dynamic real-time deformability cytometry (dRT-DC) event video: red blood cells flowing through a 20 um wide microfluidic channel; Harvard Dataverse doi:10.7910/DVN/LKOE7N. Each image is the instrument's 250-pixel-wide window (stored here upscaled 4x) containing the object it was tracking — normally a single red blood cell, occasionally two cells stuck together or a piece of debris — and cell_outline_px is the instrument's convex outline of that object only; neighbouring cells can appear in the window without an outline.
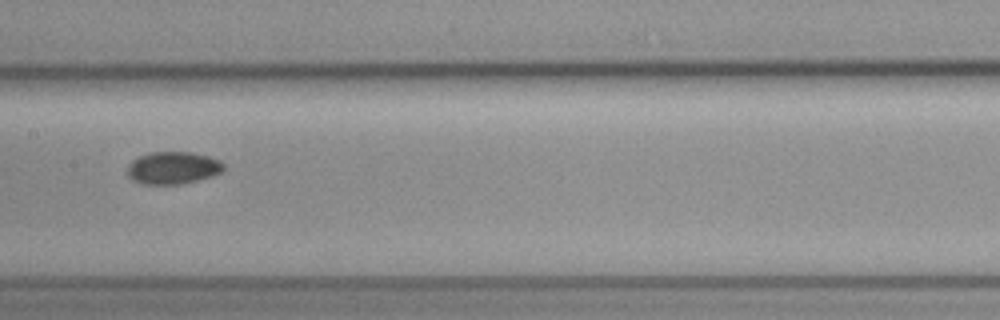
{"species": "common noctule bat (a hibernating species)", "species_latin": "Nyctalus noctula", "temperature_condition": "cold", "stored_images_in_passage": 9, "camera_frame_rate_fps": 3000, "um_per_image_px": 0.085, "animal": {"sex": "female", "body_mass_g": 19.3, "forearm_length_mm": 54.1}, "frame": {"image": 1, "passage_image": 7, "time_ms": 2.0, "image_size_px": [1000, 320], "cell_outline_px": [[224, 168], [220, 172], [212, 176], [200, 180], [180, 184], [140, 184], [132, 180], [128, 176], [128, 164], [132, 160], [148, 152], [192, 152], [208, 156], [220, 160], [224, 164]], "centroid_in_image_um": [14.69, 14.27], "position_along_channel_um": 192.7, "area_um2": 18.32}}
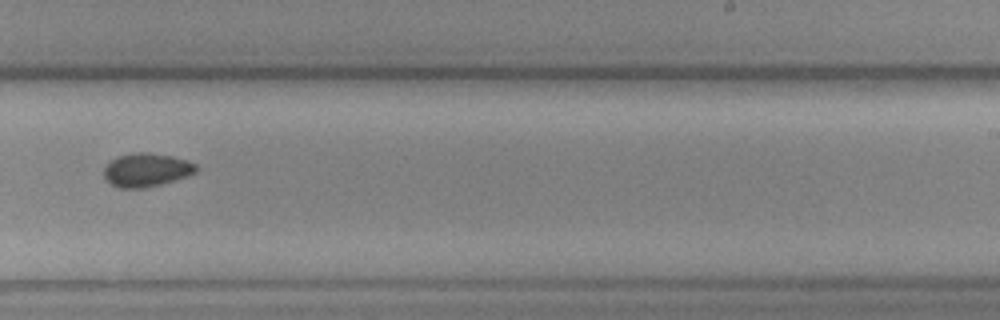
{"frame": {"image": 2, "passage_image": 9, "time_ms": 2.667, "image_size_px": [1000, 320], "cell_outline_px": [[200, 168], [196, 172], [188, 176], [160, 184], [144, 188], [120, 188], [112, 184], [104, 176], [104, 168], [112, 160], [120, 156], [132, 152], [148, 152], [172, 156], [188, 160], [196, 164]], "centroid_in_image_um": [12.5, 14.43], "position_along_channel_um": 276.5, "area_um2": 17.98}}